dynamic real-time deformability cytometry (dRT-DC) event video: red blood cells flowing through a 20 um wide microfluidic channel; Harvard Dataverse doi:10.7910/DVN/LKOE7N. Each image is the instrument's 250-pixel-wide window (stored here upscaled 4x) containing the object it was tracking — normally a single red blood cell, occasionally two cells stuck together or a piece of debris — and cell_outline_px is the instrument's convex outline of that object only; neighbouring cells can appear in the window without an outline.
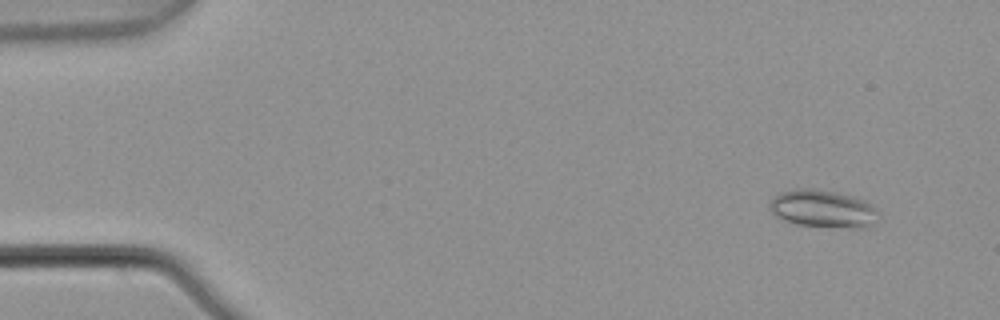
{"species": "common noctule bat (a hibernating species)", "species_latin": "Nyctalus noctula", "temperature_condition": "warm", "stored_images_in_passage": 5, "camera_frame_rate_fps": 3000, "um_per_image_px": 0.085, "animal": {"sex": "male", "body_mass_g": 21.5, "forearm_length_mm": 52.0}, "frame": {"image": 1, "passage_image": 2, "time_ms": 0.333, "image_size_px": [1000, 320], "cell_outline_px": [[876, 212], [860, 228], [796, 224], [784, 220], [776, 216], [772, 212], [772, 200], [776, 196], [784, 192], [800, 188], [812, 188], [852, 196], [864, 200]], "centroid_in_image_um": [69.83, 17.72], "position_along_channel_um": 15.2, "area_um2": 22.25}}